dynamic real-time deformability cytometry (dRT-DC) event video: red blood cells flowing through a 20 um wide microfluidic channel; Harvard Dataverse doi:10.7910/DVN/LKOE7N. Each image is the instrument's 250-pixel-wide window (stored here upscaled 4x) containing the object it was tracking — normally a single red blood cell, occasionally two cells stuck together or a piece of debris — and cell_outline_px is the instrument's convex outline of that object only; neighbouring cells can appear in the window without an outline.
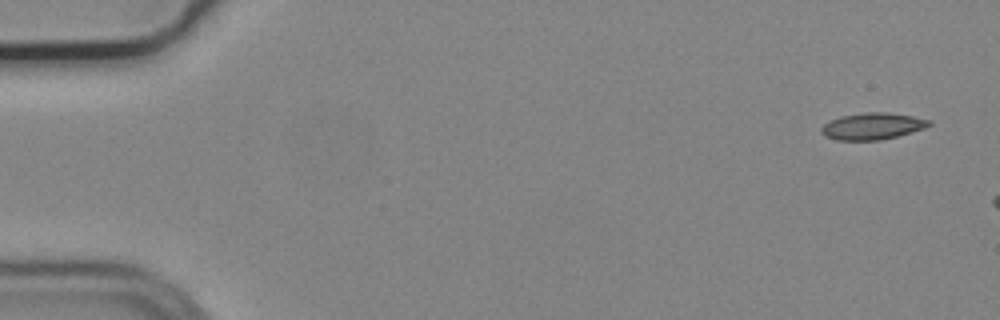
{"species": "common noctule bat (a hibernating species)", "species_latin": "Nyctalus noctula", "temperature_condition": "cold", "stored_images_in_passage": 3, "camera_frame_rate_fps": 3000, "um_per_image_px": 0.085, "animal": {"sex": "male", "body_mass_g": 19.2, "forearm_length_mm": 51.8}, "frame": {"image": 1, "passage_image": 1, "time_ms": 0.0, "image_size_px": [1000, 320], "cell_outline_px": [[932, 124], [924, 128], [912, 132], [880, 140], [836, 140], [824, 136], [820, 132], [820, 128], [824, 124], [840, 116], [864, 112], [888, 112], [912, 116], [932, 120]], "centroid_in_image_um": [74.15, 10.72], "position_along_channel_um": 10.9, "area_um2": 16.82}}